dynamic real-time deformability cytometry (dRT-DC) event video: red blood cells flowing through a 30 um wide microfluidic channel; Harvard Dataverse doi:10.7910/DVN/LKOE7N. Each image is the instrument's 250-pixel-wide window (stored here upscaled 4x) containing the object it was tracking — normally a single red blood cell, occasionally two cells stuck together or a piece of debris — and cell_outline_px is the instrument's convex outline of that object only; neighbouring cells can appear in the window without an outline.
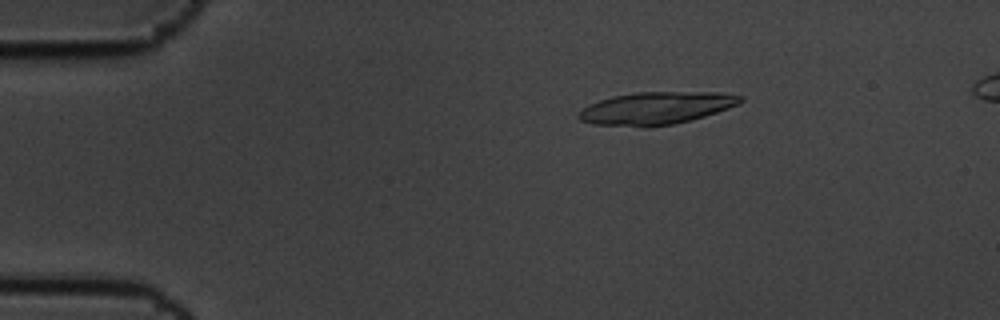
{"species": "common noctule bat (a hibernating species)", "species_latin": "Nyctalus noctula", "temperature_condition": "cold", "stored_images_in_passage": 6, "camera_frame_rate_fps": 3000, "um_per_image_px": 0.085, "animal": {"sex": "male", "body_mass_g": 19.5, "forearm_length_mm": 54.6}, "frame": {"image": 1, "passage_image": 3, "time_ms": 0.667, "image_size_px": [1000, 320], "cell_outline_px": [[744, 100], [740, 104], [704, 116], [672, 124], [644, 128], [640, 128], [592, 124], [580, 120], [576, 116], [588, 104], [612, 96], [636, 92], [720, 92], [744, 96]], "centroid_in_image_um": [55.76, 9.2], "position_along_channel_um": 29.2, "area_um2": 30.87}}